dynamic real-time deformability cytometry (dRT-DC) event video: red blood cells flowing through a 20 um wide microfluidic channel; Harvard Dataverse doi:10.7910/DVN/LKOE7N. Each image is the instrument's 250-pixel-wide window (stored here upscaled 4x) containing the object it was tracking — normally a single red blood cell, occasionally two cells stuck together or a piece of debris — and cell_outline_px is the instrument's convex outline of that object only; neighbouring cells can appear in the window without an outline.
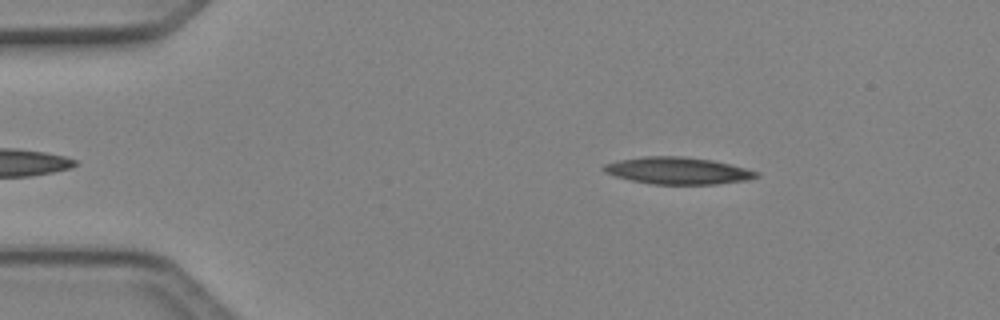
{"species": "Egyptian fruit bat (a non-hibernating species)", "species_latin": "Rousettus aegyptiacus", "temperature_condition": "cold", "stored_images_in_passage": 4, "camera_frame_rate_fps": 3000, "um_per_image_px": 0.085, "animal": {"sex": "female"}, "frame": {"image": 1, "passage_image": 4, "time_ms": 1.0, "image_size_px": [1000, 320], "cell_outline_px": [[760, 176], [748, 180], [716, 184], [652, 184], [632, 180], [616, 176], [604, 172], [600, 168], [604, 164], [616, 160], [644, 156], [684, 156], [712, 160], [760, 172]], "centroid_in_image_um": [57.59, 14.5], "position_along_channel_um": 27.4, "area_um2": 24.04}}